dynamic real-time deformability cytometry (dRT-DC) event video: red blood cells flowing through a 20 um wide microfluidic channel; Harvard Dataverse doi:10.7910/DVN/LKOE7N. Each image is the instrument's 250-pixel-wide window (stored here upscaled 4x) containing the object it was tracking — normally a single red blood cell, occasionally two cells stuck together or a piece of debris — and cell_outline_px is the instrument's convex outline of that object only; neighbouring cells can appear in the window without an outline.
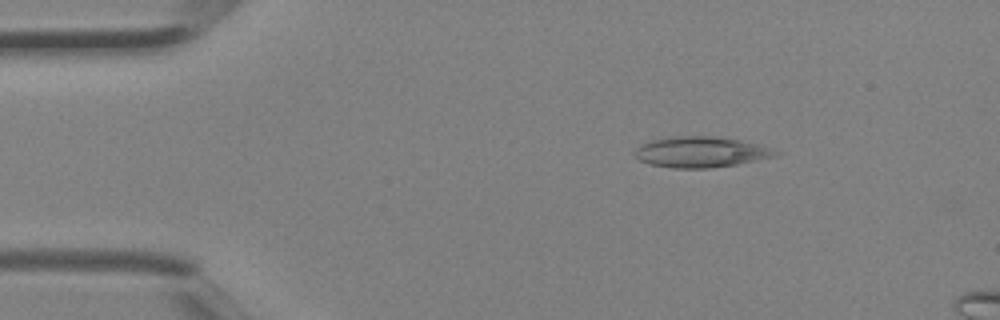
{"species": "Egyptian fruit bat (a non-hibernating species)", "species_latin": "Rousettus aegyptiacus", "temperature_condition": "room temperature", "stored_images_in_passage": 3, "camera_frame_rate_fps": 3000, "um_per_image_px": 0.085, "animal": {"sex": "female"}, "frame": {"image": 1, "passage_image": 1, "time_ms": 0.0, "image_size_px": [1000, 320], "cell_outline_px": [[784, 152], [776, 156], [736, 164], [712, 168], [672, 168], [648, 164], [640, 160], [636, 156], [636, 148], [652, 140], [668, 136], [708, 136], [740, 140], [756, 144]], "centroid_in_image_um": [59.58, 12.93], "position_along_channel_um": 25.4, "area_um2": 25.03}}